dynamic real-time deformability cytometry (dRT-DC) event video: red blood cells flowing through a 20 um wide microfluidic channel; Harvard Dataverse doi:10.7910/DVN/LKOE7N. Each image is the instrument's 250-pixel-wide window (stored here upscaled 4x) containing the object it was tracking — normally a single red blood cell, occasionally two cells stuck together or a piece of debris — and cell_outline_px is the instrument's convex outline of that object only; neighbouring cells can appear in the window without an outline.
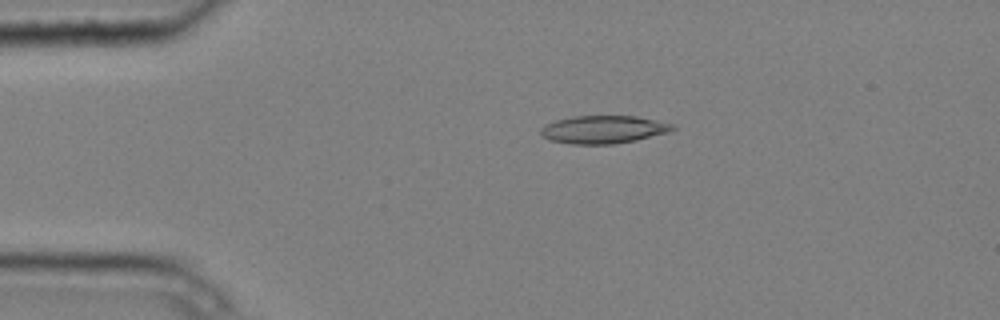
{"species": "common noctule bat (a hibernating species)", "species_latin": "Nyctalus noctula", "temperature_condition": "cold", "stored_images_in_passage": 5, "camera_frame_rate_fps": 3000, "um_per_image_px": 0.085, "animal": {"sex": "male", "body_mass_g": 20.4}, "frame": {"image": 1, "passage_image": 4, "time_ms": 1.0, "image_size_px": [1000, 320], "cell_outline_px": [[676, 128], [668, 132], [636, 140], [616, 144], [572, 144], [548, 140], [540, 132], [540, 128], [544, 124], [556, 120], [572, 116], [636, 116], [656, 120], [672, 124]], "centroid_in_image_um": [51.26, 11.01], "position_along_channel_um": 33.7, "area_um2": 21.44}}